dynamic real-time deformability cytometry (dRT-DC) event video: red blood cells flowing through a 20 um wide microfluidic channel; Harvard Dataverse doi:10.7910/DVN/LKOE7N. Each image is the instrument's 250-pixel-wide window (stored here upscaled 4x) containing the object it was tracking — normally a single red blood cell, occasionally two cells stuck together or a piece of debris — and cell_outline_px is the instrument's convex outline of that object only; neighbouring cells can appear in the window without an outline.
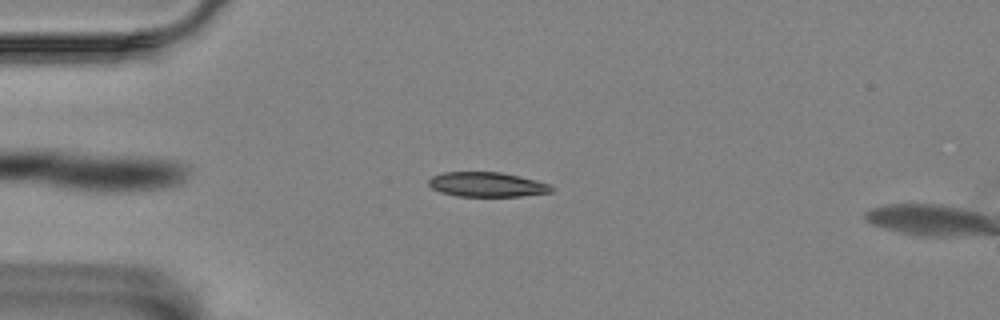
{"species": "Egyptian fruit bat (a non-hibernating species)", "species_latin": "Rousettus aegyptiacus", "temperature_condition": "room temperature", "stored_images_in_passage": 63, "camera_frame_rate_fps": 3000, "um_per_image_px": 0.085, "animal": {"sex": "female"}, "frame": {"image": 1, "passage_image": 14, "time_ms": 4.333, "image_size_px": [1000, 320], "cell_outline_px": [[556, 188], [552, 192], [520, 196], [456, 196], [440, 192], [432, 188], [428, 184], [428, 180], [432, 176], [444, 172], [500, 172], [520, 176], [552, 184]], "centroid_in_image_um": [41.43, 15.68], "position_along_channel_um": 43.6, "area_um2": 17.8}}
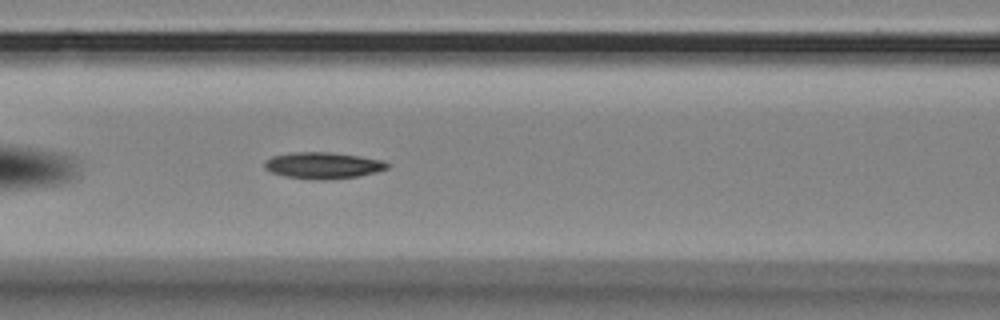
{"frame": {"image": 2, "passage_image": 24, "time_ms": 7.667, "image_size_px": [1000, 320], "cell_outline_px": [[392, 164], [388, 168], [376, 172], [360, 176], [324, 180], [316, 180], [284, 176], [272, 172], [264, 168], [264, 160], [272, 156], [292, 152], [332, 152], [360, 156], [384, 160]], "centroid_in_image_um": [27.48, 14.06], "position_along_channel_um": 139.1, "area_um2": 19.19}}
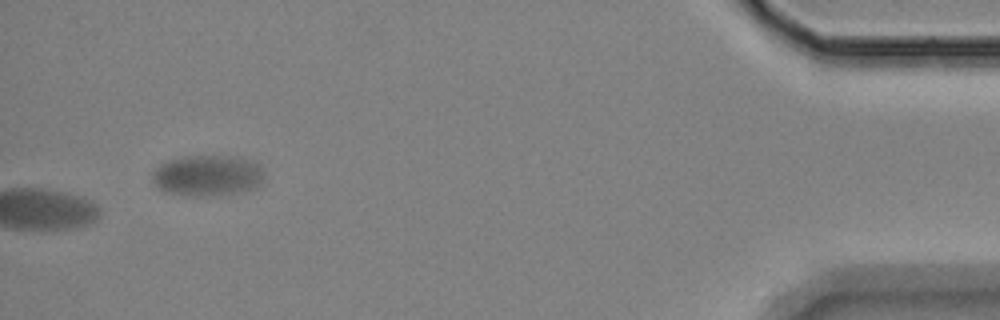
{"frame": {"image": 3, "passage_image": 63, "time_ms": 20.667, "image_size_px": [1000, 320], "cell_outline_px": [[264, 184], [252, 188], [232, 192], [200, 196], [192, 196], [164, 192], [152, 180], [152, 172], [160, 164], [168, 160], [184, 156], [228, 156], [252, 160], [264, 168]], "centroid_in_image_um": [17.65, 14.9], "position_along_channel_um": 417.6, "area_um2": 26.59}}